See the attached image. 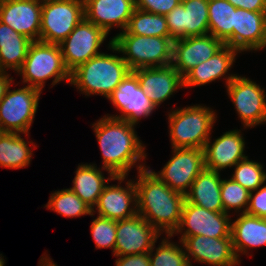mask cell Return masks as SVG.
Returning <instances> with one entry per match:
<instances>
[{
	"instance_id": "cell-1",
	"label": "cell",
	"mask_w": 266,
	"mask_h": 266,
	"mask_svg": "<svg viewBox=\"0 0 266 266\" xmlns=\"http://www.w3.org/2000/svg\"><path fill=\"white\" fill-rule=\"evenodd\" d=\"M135 126L109 114L92 124L102 154L101 169L108 175L127 176L136 163L137 171L147 167L142 163L147 156L145 145L137 136Z\"/></svg>"
},
{
	"instance_id": "cell-2",
	"label": "cell",
	"mask_w": 266,
	"mask_h": 266,
	"mask_svg": "<svg viewBox=\"0 0 266 266\" xmlns=\"http://www.w3.org/2000/svg\"><path fill=\"white\" fill-rule=\"evenodd\" d=\"M135 181L137 213L161 234L172 235L181 221L185 195L171 189L150 167L139 170Z\"/></svg>"
},
{
	"instance_id": "cell-3",
	"label": "cell",
	"mask_w": 266,
	"mask_h": 266,
	"mask_svg": "<svg viewBox=\"0 0 266 266\" xmlns=\"http://www.w3.org/2000/svg\"><path fill=\"white\" fill-rule=\"evenodd\" d=\"M130 72L122 55L102 52L73 70L70 84L86 96L96 94L107 99Z\"/></svg>"
},
{
	"instance_id": "cell-4",
	"label": "cell",
	"mask_w": 266,
	"mask_h": 266,
	"mask_svg": "<svg viewBox=\"0 0 266 266\" xmlns=\"http://www.w3.org/2000/svg\"><path fill=\"white\" fill-rule=\"evenodd\" d=\"M108 49L122 53L131 71L167 66L173 60V40L170 37L135 35L124 30L109 41Z\"/></svg>"
},
{
	"instance_id": "cell-5",
	"label": "cell",
	"mask_w": 266,
	"mask_h": 266,
	"mask_svg": "<svg viewBox=\"0 0 266 266\" xmlns=\"http://www.w3.org/2000/svg\"><path fill=\"white\" fill-rule=\"evenodd\" d=\"M216 115L215 110L202 104L170 111L168 131L172 148L204 149L216 123Z\"/></svg>"
},
{
	"instance_id": "cell-6",
	"label": "cell",
	"mask_w": 266,
	"mask_h": 266,
	"mask_svg": "<svg viewBox=\"0 0 266 266\" xmlns=\"http://www.w3.org/2000/svg\"><path fill=\"white\" fill-rule=\"evenodd\" d=\"M17 74L22 76L23 83L42 92L47 80L52 86L60 81L70 84L71 73L67 69L59 44L33 41L27 57Z\"/></svg>"
},
{
	"instance_id": "cell-7",
	"label": "cell",
	"mask_w": 266,
	"mask_h": 266,
	"mask_svg": "<svg viewBox=\"0 0 266 266\" xmlns=\"http://www.w3.org/2000/svg\"><path fill=\"white\" fill-rule=\"evenodd\" d=\"M10 87L0 102V132L29 136L42 92L31 86L14 90Z\"/></svg>"
},
{
	"instance_id": "cell-8",
	"label": "cell",
	"mask_w": 266,
	"mask_h": 266,
	"mask_svg": "<svg viewBox=\"0 0 266 266\" xmlns=\"http://www.w3.org/2000/svg\"><path fill=\"white\" fill-rule=\"evenodd\" d=\"M84 18V0L42 3L40 41L60 44Z\"/></svg>"
},
{
	"instance_id": "cell-9",
	"label": "cell",
	"mask_w": 266,
	"mask_h": 266,
	"mask_svg": "<svg viewBox=\"0 0 266 266\" xmlns=\"http://www.w3.org/2000/svg\"><path fill=\"white\" fill-rule=\"evenodd\" d=\"M228 97L234 104L243 128L266 123V92L259 84L237 75L227 84Z\"/></svg>"
},
{
	"instance_id": "cell-10",
	"label": "cell",
	"mask_w": 266,
	"mask_h": 266,
	"mask_svg": "<svg viewBox=\"0 0 266 266\" xmlns=\"http://www.w3.org/2000/svg\"><path fill=\"white\" fill-rule=\"evenodd\" d=\"M175 234H182L179 237L180 241L185 237L196 235L214 238L231 237V217L228 213L209 211L185 199L180 224L171 236Z\"/></svg>"
},
{
	"instance_id": "cell-11",
	"label": "cell",
	"mask_w": 266,
	"mask_h": 266,
	"mask_svg": "<svg viewBox=\"0 0 266 266\" xmlns=\"http://www.w3.org/2000/svg\"><path fill=\"white\" fill-rule=\"evenodd\" d=\"M173 156L161 171H152L171 189L184 195L190 190L193 181L205 168L204 149L172 148Z\"/></svg>"
},
{
	"instance_id": "cell-12",
	"label": "cell",
	"mask_w": 266,
	"mask_h": 266,
	"mask_svg": "<svg viewBox=\"0 0 266 266\" xmlns=\"http://www.w3.org/2000/svg\"><path fill=\"white\" fill-rule=\"evenodd\" d=\"M107 36L104 30L84 18L59 44L70 73L90 58L101 54L98 50Z\"/></svg>"
},
{
	"instance_id": "cell-13",
	"label": "cell",
	"mask_w": 266,
	"mask_h": 266,
	"mask_svg": "<svg viewBox=\"0 0 266 266\" xmlns=\"http://www.w3.org/2000/svg\"><path fill=\"white\" fill-rule=\"evenodd\" d=\"M161 233L140 214L116 221L114 256L150 252Z\"/></svg>"
},
{
	"instance_id": "cell-14",
	"label": "cell",
	"mask_w": 266,
	"mask_h": 266,
	"mask_svg": "<svg viewBox=\"0 0 266 266\" xmlns=\"http://www.w3.org/2000/svg\"><path fill=\"white\" fill-rule=\"evenodd\" d=\"M107 99L121 112L120 115H110V117L126 120L136 125L142 117L147 118L156 109L132 71Z\"/></svg>"
},
{
	"instance_id": "cell-15",
	"label": "cell",
	"mask_w": 266,
	"mask_h": 266,
	"mask_svg": "<svg viewBox=\"0 0 266 266\" xmlns=\"http://www.w3.org/2000/svg\"><path fill=\"white\" fill-rule=\"evenodd\" d=\"M209 0H181L165 17L170 38L177 39L209 34Z\"/></svg>"
},
{
	"instance_id": "cell-16",
	"label": "cell",
	"mask_w": 266,
	"mask_h": 266,
	"mask_svg": "<svg viewBox=\"0 0 266 266\" xmlns=\"http://www.w3.org/2000/svg\"><path fill=\"white\" fill-rule=\"evenodd\" d=\"M188 262L207 264L210 266H236L241 263L237 258L231 237L214 238L196 235L185 237L182 241Z\"/></svg>"
},
{
	"instance_id": "cell-17",
	"label": "cell",
	"mask_w": 266,
	"mask_h": 266,
	"mask_svg": "<svg viewBox=\"0 0 266 266\" xmlns=\"http://www.w3.org/2000/svg\"><path fill=\"white\" fill-rule=\"evenodd\" d=\"M126 176H115L118 181L116 185H106L92 213L109 218L111 220H123L131 218L137 214V191L133 180H128L122 187L121 183ZM134 205V206H133ZM96 207V208H95ZM95 209V210H94Z\"/></svg>"
},
{
	"instance_id": "cell-18",
	"label": "cell",
	"mask_w": 266,
	"mask_h": 266,
	"mask_svg": "<svg viewBox=\"0 0 266 266\" xmlns=\"http://www.w3.org/2000/svg\"><path fill=\"white\" fill-rule=\"evenodd\" d=\"M41 12L39 0L0 2V21L32 41H40Z\"/></svg>"
},
{
	"instance_id": "cell-19",
	"label": "cell",
	"mask_w": 266,
	"mask_h": 266,
	"mask_svg": "<svg viewBox=\"0 0 266 266\" xmlns=\"http://www.w3.org/2000/svg\"><path fill=\"white\" fill-rule=\"evenodd\" d=\"M224 45L211 34L174 40L172 65L183 77L199 63L210 59Z\"/></svg>"
},
{
	"instance_id": "cell-20",
	"label": "cell",
	"mask_w": 266,
	"mask_h": 266,
	"mask_svg": "<svg viewBox=\"0 0 266 266\" xmlns=\"http://www.w3.org/2000/svg\"><path fill=\"white\" fill-rule=\"evenodd\" d=\"M132 72L137 76L140 87L155 107L169 99L178 88H184L183 77L172 64L139 68Z\"/></svg>"
},
{
	"instance_id": "cell-21",
	"label": "cell",
	"mask_w": 266,
	"mask_h": 266,
	"mask_svg": "<svg viewBox=\"0 0 266 266\" xmlns=\"http://www.w3.org/2000/svg\"><path fill=\"white\" fill-rule=\"evenodd\" d=\"M266 48V11L235 10L233 49L239 53Z\"/></svg>"
},
{
	"instance_id": "cell-22",
	"label": "cell",
	"mask_w": 266,
	"mask_h": 266,
	"mask_svg": "<svg viewBox=\"0 0 266 266\" xmlns=\"http://www.w3.org/2000/svg\"><path fill=\"white\" fill-rule=\"evenodd\" d=\"M244 150L245 141L240 129L223 133L212 144L210 137L204 147L205 168L220 172L228 167H234L248 157Z\"/></svg>"
},
{
	"instance_id": "cell-23",
	"label": "cell",
	"mask_w": 266,
	"mask_h": 266,
	"mask_svg": "<svg viewBox=\"0 0 266 266\" xmlns=\"http://www.w3.org/2000/svg\"><path fill=\"white\" fill-rule=\"evenodd\" d=\"M135 9V0H84L85 19L109 34L113 27L123 32Z\"/></svg>"
},
{
	"instance_id": "cell-24",
	"label": "cell",
	"mask_w": 266,
	"mask_h": 266,
	"mask_svg": "<svg viewBox=\"0 0 266 266\" xmlns=\"http://www.w3.org/2000/svg\"><path fill=\"white\" fill-rule=\"evenodd\" d=\"M238 53L236 49L224 45L210 59L199 63L183 76L184 88L204 86L217 79H224L225 76L227 86L237 76V74H229L228 71L234 64Z\"/></svg>"
},
{
	"instance_id": "cell-25",
	"label": "cell",
	"mask_w": 266,
	"mask_h": 266,
	"mask_svg": "<svg viewBox=\"0 0 266 266\" xmlns=\"http://www.w3.org/2000/svg\"><path fill=\"white\" fill-rule=\"evenodd\" d=\"M239 214L231 222V238L238 259L240 254L249 255L248 250L251 248L266 246V218Z\"/></svg>"
},
{
	"instance_id": "cell-26",
	"label": "cell",
	"mask_w": 266,
	"mask_h": 266,
	"mask_svg": "<svg viewBox=\"0 0 266 266\" xmlns=\"http://www.w3.org/2000/svg\"><path fill=\"white\" fill-rule=\"evenodd\" d=\"M221 181L220 172L204 168L185 194V199L209 211L224 212L220 191Z\"/></svg>"
},
{
	"instance_id": "cell-27",
	"label": "cell",
	"mask_w": 266,
	"mask_h": 266,
	"mask_svg": "<svg viewBox=\"0 0 266 266\" xmlns=\"http://www.w3.org/2000/svg\"><path fill=\"white\" fill-rule=\"evenodd\" d=\"M96 164H80L72 181L70 188L82 201L92 209L96 205L99 196L102 194L109 181L115 180V175L104 176L102 170Z\"/></svg>"
},
{
	"instance_id": "cell-28",
	"label": "cell",
	"mask_w": 266,
	"mask_h": 266,
	"mask_svg": "<svg viewBox=\"0 0 266 266\" xmlns=\"http://www.w3.org/2000/svg\"><path fill=\"white\" fill-rule=\"evenodd\" d=\"M33 41L0 21V71L21 69Z\"/></svg>"
},
{
	"instance_id": "cell-29",
	"label": "cell",
	"mask_w": 266,
	"mask_h": 266,
	"mask_svg": "<svg viewBox=\"0 0 266 266\" xmlns=\"http://www.w3.org/2000/svg\"><path fill=\"white\" fill-rule=\"evenodd\" d=\"M235 10L227 0H209L208 22L209 34L233 48V26Z\"/></svg>"
},
{
	"instance_id": "cell-30",
	"label": "cell",
	"mask_w": 266,
	"mask_h": 266,
	"mask_svg": "<svg viewBox=\"0 0 266 266\" xmlns=\"http://www.w3.org/2000/svg\"><path fill=\"white\" fill-rule=\"evenodd\" d=\"M28 144L19 133L0 132V167L21 169L28 166L33 154Z\"/></svg>"
},
{
	"instance_id": "cell-31",
	"label": "cell",
	"mask_w": 266,
	"mask_h": 266,
	"mask_svg": "<svg viewBox=\"0 0 266 266\" xmlns=\"http://www.w3.org/2000/svg\"><path fill=\"white\" fill-rule=\"evenodd\" d=\"M125 31L129 34L170 37L166 17L134 9Z\"/></svg>"
},
{
	"instance_id": "cell-32",
	"label": "cell",
	"mask_w": 266,
	"mask_h": 266,
	"mask_svg": "<svg viewBox=\"0 0 266 266\" xmlns=\"http://www.w3.org/2000/svg\"><path fill=\"white\" fill-rule=\"evenodd\" d=\"M47 209L55 211L64 217H79L82 215L93 216L92 208L82 201L70 188L51 193Z\"/></svg>"
},
{
	"instance_id": "cell-33",
	"label": "cell",
	"mask_w": 266,
	"mask_h": 266,
	"mask_svg": "<svg viewBox=\"0 0 266 266\" xmlns=\"http://www.w3.org/2000/svg\"><path fill=\"white\" fill-rule=\"evenodd\" d=\"M171 237V235L163 237L157 248L154 244L149 252L150 266H190L182 242L180 241L181 246H179L169 240Z\"/></svg>"
},
{
	"instance_id": "cell-34",
	"label": "cell",
	"mask_w": 266,
	"mask_h": 266,
	"mask_svg": "<svg viewBox=\"0 0 266 266\" xmlns=\"http://www.w3.org/2000/svg\"><path fill=\"white\" fill-rule=\"evenodd\" d=\"M248 158L239 161L234 166V174H232L231 178L249 192H252L266 182V171L261 163Z\"/></svg>"
},
{
	"instance_id": "cell-35",
	"label": "cell",
	"mask_w": 266,
	"mask_h": 266,
	"mask_svg": "<svg viewBox=\"0 0 266 266\" xmlns=\"http://www.w3.org/2000/svg\"><path fill=\"white\" fill-rule=\"evenodd\" d=\"M220 191L225 213L229 214L232 209L236 213L240 211V213H246L250 197V192L247 189L230 178L222 179Z\"/></svg>"
},
{
	"instance_id": "cell-36",
	"label": "cell",
	"mask_w": 266,
	"mask_h": 266,
	"mask_svg": "<svg viewBox=\"0 0 266 266\" xmlns=\"http://www.w3.org/2000/svg\"><path fill=\"white\" fill-rule=\"evenodd\" d=\"M90 228L96 248H111L114 253L116 243V221L98 215L93 219Z\"/></svg>"
},
{
	"instance_id": "cell-37",
	"label": "cell",
	"mask_w": 266,
	"mask_h": 266,
	"mask_svg": "<svg viewBox=\"0 0 266 266\" xmlns=\"http://www.w3.org/2000/svg\"><path fill=\"white\" fill-rule=\"evenodd\" d=\"M181 3V0H135V8L166 16L173 8Z\"/></svg>"
},
{
	"instance_id": "cell-38",
	"label": "cell",
	"mask_w": 266,
	"mask_h": 266,
	"mask_svg": "<svg viewBox=\"0 0 266 266\" xmlns=\"http://www.w3.org/2000/svg\"><path fill=\"white\" fill-rule=\"evenodd\" d=\"M247 214L266 218V185L250 192Z\"/></svg>"
},
{
	"instance_id": "cell-39",
	"label": "cell",
	"mask_w": 266,
	"mask_h": 266,
	"mask_svg": "<svg viewBox=\"0 0 266 266\" xmlns=\"http://www.w3.org/2000/svg\"><path fill=\"white\" fill-rule=\"evenodd\" d=\"M115 257V266H150L149 252Z\"/></svg>"
},
{
	"instance_id": "cell-40",
	"label": "cell",
	"mask_w": 266,
	"mask_h": 266,
	"mask_svg": "<svg viewBox=\"0 0 266 266\" xmlns=\"http://www.w3.org/2000/svg\"><path fill=\"white\" fill-rule=\"evenodd\" d=\"M236 8L249 11H266V0H227Z\"/></svg>"
},
{
	"instance_id": "cell-41",
	"label": "cell",
	"mask_w": 266,
	"mask_h": 266,
	"mask_svg": "<svg viewBox=\"0 0 266 266\" xmlns=\"http://www.w3.org/2000/svg\"><path fill=\"white\" fill-rule=\"evenodd\" d=\"M9 76L10 75L7 72L0 71V102L4 98L8 87L13 82V78Z\"/></svg>"
},
{
	"instance_id": "cell-42",
	"label": "cell",
	"mask_w": 266,
	"mask_h": 266,
	"mask_svg": "<svg viewBox=\"0 0 266 266\" xmlns=\"http://www.w3.org/2000/svg\"><path fill=\"white\" fill-rule=\"evenodd\" d=\"M43 257H41V259L39 260V265L40 266H58L55 263H53V261L51 260V258L47 255H42ZM38 265V266H39Z\"/></svg>"
},
{
	"instance_id": "cell-43",
	"label": "cell",
	"mask_w": 266,
	"mask_h": 266,
	"mask_svg": "<svg viewBox=\"0 0 266 266\" xmlns=\"http://www.w3.org/2000/svg\"><path fill=\"white\" fill-rule=\"evenodd\" d=\"M0 266H5V260L2 254H0Z\"/></svg>"
},
{
	"instance_id": "cell-44",
	"label": "cell",
	"mask_w": 266,
	"mask_h": 266,
	"mask_svg": "<svg viewBox=\"0 0 266 266\" xmlns=\"http://www.w3.org/2000/svg\"><path fill=\"white\" fill-rule=\"evenodd\" d=\"M41 3L51 2V1H62V0H39Z\"/></svg>"
}]
</instances>
